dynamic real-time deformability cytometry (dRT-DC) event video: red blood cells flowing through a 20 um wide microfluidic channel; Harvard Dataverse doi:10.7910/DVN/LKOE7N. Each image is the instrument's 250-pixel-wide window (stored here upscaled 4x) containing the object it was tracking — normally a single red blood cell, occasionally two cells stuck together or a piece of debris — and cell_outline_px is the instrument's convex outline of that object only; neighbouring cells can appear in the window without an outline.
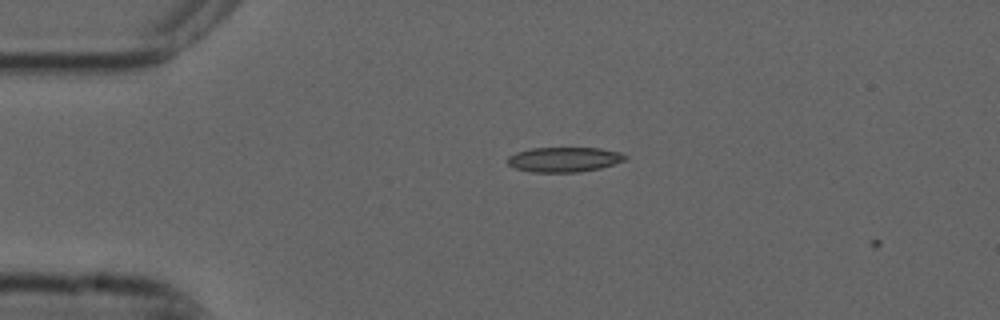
{"species": "common noctule bat (a hibernating species)", "species_latin": "Nyctalus noctula", "temperature_condition": "cold", "stored_images_in_passage": 2, "camera_frame_rate_fps": 3000, "um_per_image_px": 0.085, "animal": {"sex": "male", "forearm_length_mm": 52.5}, "frame": {"image": 1, "passage_image": 1, "time_ms": 0.0, "image_size_px": [1000, 320], "cell_outline_px": [[628, 156], [624, 160], [600, 168], [580, 172], [532, 172], [516, 168], [508, 164], [508, 156], [516, 152], [532, 148], [600, 148], [620, 152]], "centroid_in_image_um": [47.95, 13.55], "position_along_channel_um": 37.1, "area_um2": 16.94}}